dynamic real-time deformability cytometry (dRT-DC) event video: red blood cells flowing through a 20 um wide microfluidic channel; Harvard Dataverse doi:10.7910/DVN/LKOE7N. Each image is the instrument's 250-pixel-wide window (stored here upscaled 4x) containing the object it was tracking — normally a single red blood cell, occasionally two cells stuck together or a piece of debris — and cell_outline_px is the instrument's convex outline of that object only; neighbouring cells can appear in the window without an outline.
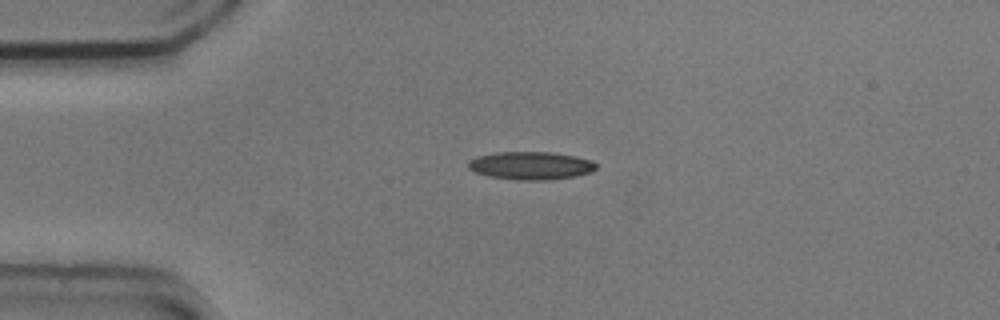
{"species": "common noctule bat (a hibernating species)", "species_latin": "Nyctalus noctula", "temperature_condition": "cold", "stored_images_in_passage": 29, "camera_frame_rate_fps": 3000, "um_per_image_px": 0.085, "animal": {"sex": "male", "body_mass_g": 20.5, "forearm_length_mm": 52.5}, "frame": {"image": 1, "passage_image": 1, "time_ms": 0.0, "image_size_px": [1000, 320], "cell_outline_px": [[596, 168], [588, 172], [576, 176], [548, 180], [520, 180], [488, 176], [476, 172], [468, 168], [468, 160], [480, 156], [496, 152], [552, 152], [576, 156], [592, 160], [596, 164]], "centroid_in_image_um": [45.12, 14.07], "position_along_channel_um": 39.9, "area_um2": 20.75}}
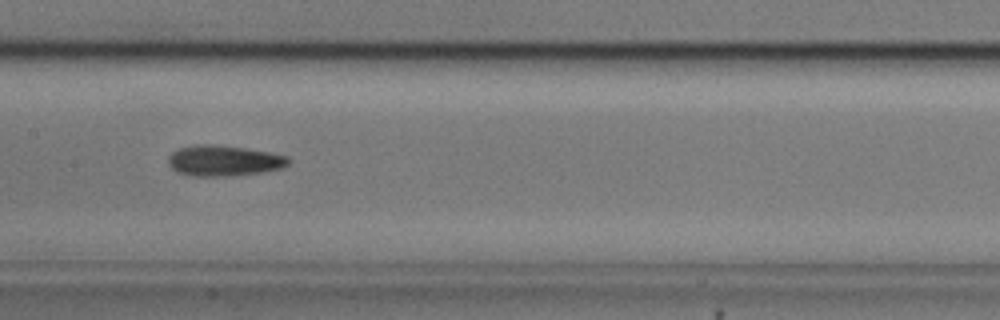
{"frame": {"image": 2, "passage_image": 15, "time_ms": 4.667, "image_size_px": [1000, 320], "cell_outline_px": [[288, 164], [284, 168], [264, 172], [224, 176], [192, 176], [176, 172], [168, 164], [168, 156], [172, 152], [180, 148], [192, 144], [212, 144], [244, 148], [268, 152], [288, 156]], "centroid_in_image_um": [19.0, 13.66], "position_along_channel_um": 188.4, "area_um2": 21.56}}
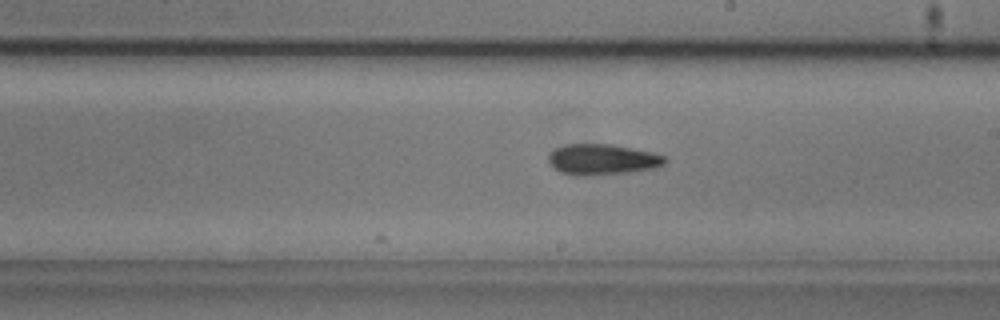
{"frame": {"image": 3, "passage_image": 19, "time_ms": 6.0, "image_size_px": [1000, 320], "cell_outline_px": [[668, 160], [664, 164], [656, 168], [624, 172], [588, 176], [576, 176], [560, 172], [548, 160], [548, 156], [556, 148], [564, 144], [612, 144], [652, 152], [664, 156]], "centroid_in_image_um": [51.21, 13.55], "position_along_channel_um": 237.8, "area_um2": 20.75}}